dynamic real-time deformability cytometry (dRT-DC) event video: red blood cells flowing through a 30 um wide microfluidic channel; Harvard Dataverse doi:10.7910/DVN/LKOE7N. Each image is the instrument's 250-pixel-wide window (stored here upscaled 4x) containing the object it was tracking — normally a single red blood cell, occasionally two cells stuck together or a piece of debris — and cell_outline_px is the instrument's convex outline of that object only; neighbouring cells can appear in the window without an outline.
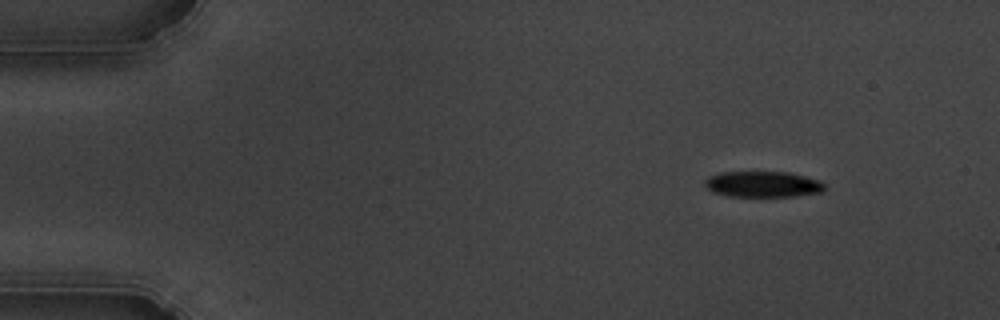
{"species": "common noctule bat (a hibernating species)", "species_latin": "Nyctalus noctula", "temperature_condition": "cold", "stored_images_in_passage": 37, "camera_frame_rate_fps": 3000, "um_per_image_px": 0.085, "animal": {"sex": "male", "body_mass_g": 19.5, "forearm_length_mm": 54.6}, "frame": {"image": 1, "passage_image": 1, "time_ms": 0.0, "image_size_px": [1000, 320], "cell_outline_px": [[824, 188], [820, 192], [796, 196], [728, 196], [712, 192], [704, 184], [704, 180], [708, 176], [720, 172], [788, 172], [820, 180], [824, 184]], "centroid_in_image_um": [64.8, 15.65], "position_along_channel_um": 20.2, "area_um2": 18.03}}
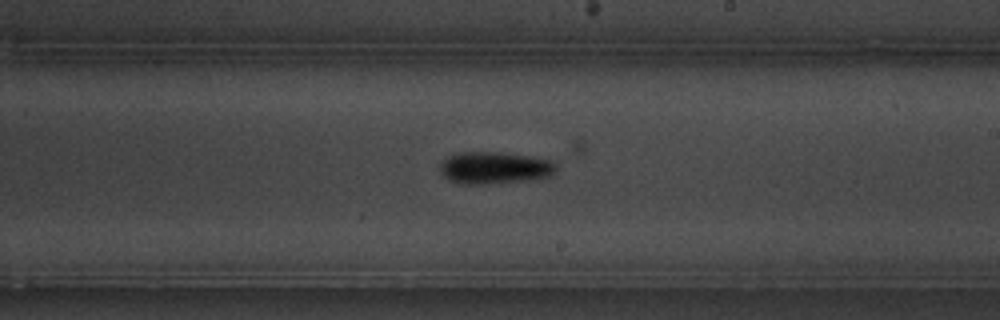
{"frame": {"image": 2, "passage_image": 27, "time_ms": 8.667, "image_size_px": [1000, 320], "cell_outline_px": [[556, 172], [548, 176], [536, 180], [484, 184], [460, 184], [448, 180], [440, 172], [440, 164], [448, 156], [460, 152], [500, 152], [528, 156], [552, 160], [556, 164]], "centroid_in_image_um": [42.05, 14.27], "position_along_channel_um": 247.0, "area_um2": 21.96}, "authors_computed_cell_mechanics": {"area_um2": 20.23, "velocity_mm_per_s": 3.6458, "shape_relaxation_time_tau1_ms": 3.3242, "shape_relaxation_time_tau2_ms": null, "deformation_change_tau1": 0.1444, "deformation_change_tau2": null}}